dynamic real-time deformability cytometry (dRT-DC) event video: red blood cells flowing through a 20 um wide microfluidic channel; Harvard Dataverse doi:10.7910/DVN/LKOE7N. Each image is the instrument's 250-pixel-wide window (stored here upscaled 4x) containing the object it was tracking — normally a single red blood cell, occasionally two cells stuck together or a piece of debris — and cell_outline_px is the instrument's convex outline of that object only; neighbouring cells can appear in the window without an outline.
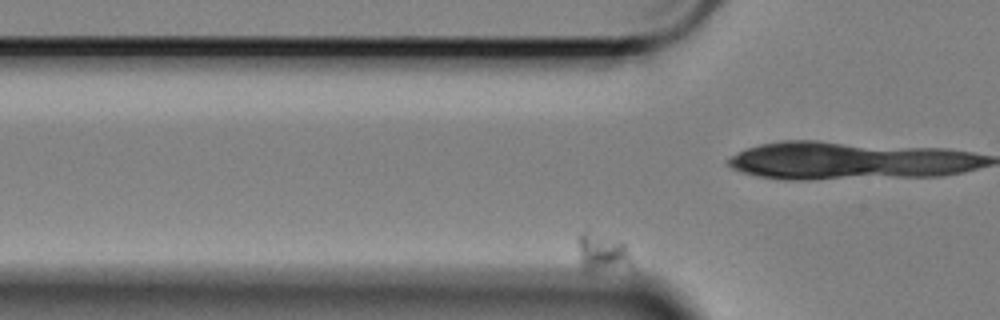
{"species": "Egyptian fruit bat (a non-hibernating species)", "species_latin": "Rousettus aegyptiacus", "temperature_condition": "cold", "stored_images_in_passage": 47, "camera_frame_rate_fps": 3000, "um_per_image_px": 0.085, "animal": {"sex": "female"}, "frame": {"image": 1, "passage_image": 3, "time_ms": 0.667, "image_size_px": [1000, 320], "cell_outline_px": [[632, 268], [592, 272], [584, 272], [580, 268], [580, 236], [584, 232], [620, 240], [624, 244], [632, 260]], "centroid_in_image_um": [51.24, 21.58], "position_along_channel_um": 74.6, "area_um2": 11.85}}
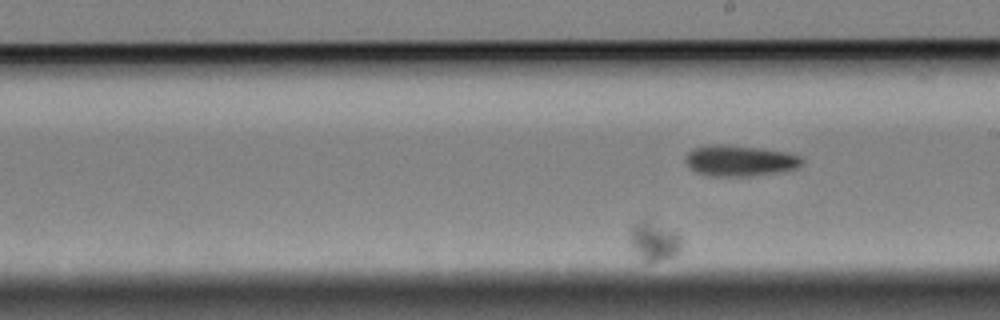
{"frame": {"image": 2, "passage_image": 29, "time_ms": 9.333, "image_size_px": [1000, 320], "cell_outline_px": [[680, 252], [676, 256], [648, 264], [644, 264], [632, 248], [628, 236], [632, 228], [636, 224], [644, 220], [676, 232], [680, 236]], "centroid_in_image_um": [55.58, 20.59], "position_along_channel_um": 233.4, "area_um2": 11.68}}
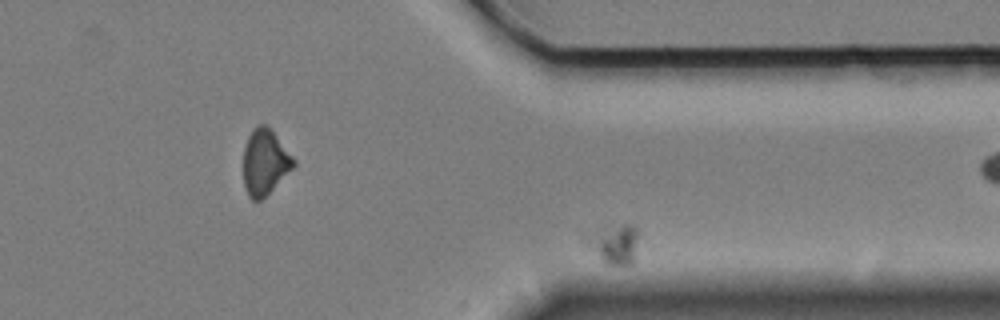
{"frame": {"image": 3, "passage_image": 45, "time_ms": 14.667, "image_size_px": [1000, 320], "cell_outline_px": [[636, 260], [632, 264], [608, 264], [588, 244], [584, 236], [620, 224], [632, 224], [636, 228]], "centroid_in_image_um": [52.29, 20.74], "position_along_channel_um": 359.1, "area_um2": 11.21}}